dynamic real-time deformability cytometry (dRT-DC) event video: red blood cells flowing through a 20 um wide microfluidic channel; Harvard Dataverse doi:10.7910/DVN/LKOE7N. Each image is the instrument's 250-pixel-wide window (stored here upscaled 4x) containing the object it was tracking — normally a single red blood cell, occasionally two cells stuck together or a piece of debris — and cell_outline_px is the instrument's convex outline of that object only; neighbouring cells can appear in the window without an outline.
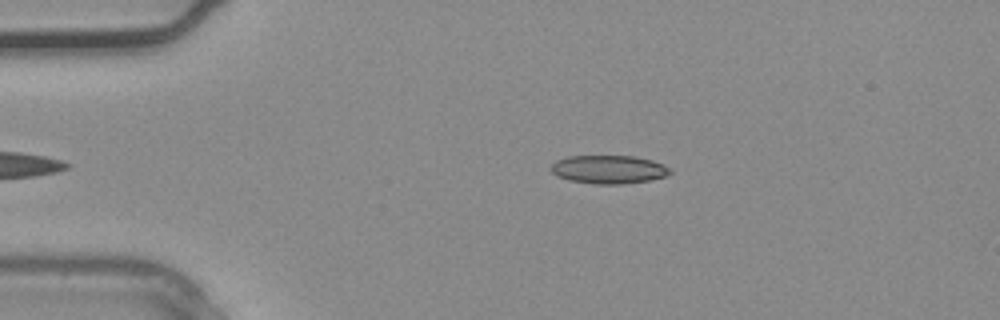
{"species": "common noctule bat (a hibernating species)", "species_latin": "Nyctalus noctula", "temperature_condition": "warm", "stored_images_in_passage": 25, "camera_frame_rate_fps": 3000, "um_per_image_px": 0.085, "animal": {"sex": "male", "body_mass_g": 20.4}, "frame": {"image": 1, "passage_image": 1, "time_ms": 0.0, "image_size_px": [1000, 320], "cell_outline_px": [[672, 172], [664, 176], [648, 180], [620, 184], [592, 184], [568, 180], [556, 176], [548, 168], [556, 160], [568, 156], [636, 156], [652, 160], [668, 168]], "centroid_in_image_um": [51.66, 14.4], "position_along_channel_um": 33.3, "area_um2": 19.65}}